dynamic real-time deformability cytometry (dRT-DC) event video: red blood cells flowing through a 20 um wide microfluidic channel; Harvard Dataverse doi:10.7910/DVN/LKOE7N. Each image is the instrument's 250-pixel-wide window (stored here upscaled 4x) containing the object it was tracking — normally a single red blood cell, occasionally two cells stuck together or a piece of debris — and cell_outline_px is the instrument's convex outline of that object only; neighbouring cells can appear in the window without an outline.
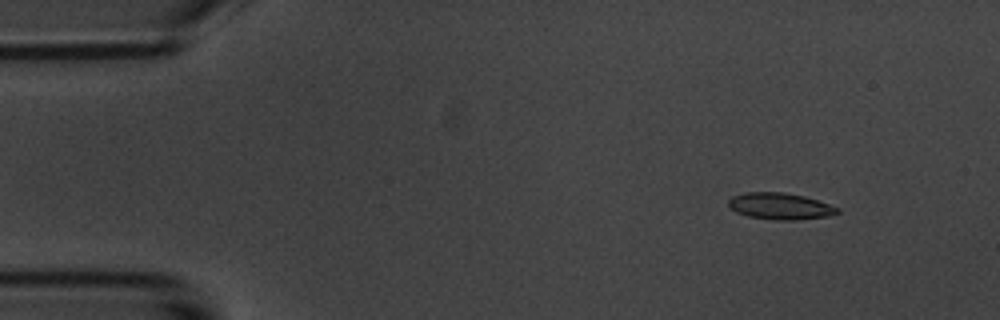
{"species": "common noctule bat (a hibernating species)", "species_latin": "Nyctalus noctula", "temperature_condition": "room temperature", "stored_images_in_passage": 6, "camera_frame_rate_fps": 3000, "um_per_image_px": 0.085, "animal": {"sex": "male", "body_mass_g": 20.1, "forearm_length_mm": 53.5}, "frame": {"image": 1, "passage_image": 2, "time_ms": 1.0, "image_size_px": [1000, 320], "cell_outline_px": [[840, 212], [828, 216], [796, 220], [776, 220], [748, 216], [736, 212], [728, 204], [728, 200], [732, 196], [744, 192], [784, 192], [804, 196], [840, 208]], "centroid_in_image_um": [66.3, 17.52], "position_along_channel_um": 18.7, "area_um2": 16.82}}